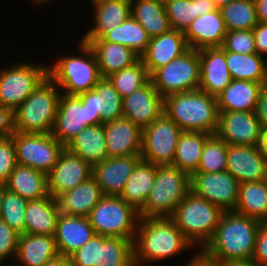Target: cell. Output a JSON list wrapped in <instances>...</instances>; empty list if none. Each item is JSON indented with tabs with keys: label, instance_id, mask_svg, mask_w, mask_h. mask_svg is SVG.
Here are the masks:
<instances>
[{
	"label": "cell",
	"instance_id": "32",
	"mask_svg": "<svg viewBox=\"0 0 267 266\" xmlns=\"http://www.w3.org/2000/svg\"><path fill=\"white\" fill-rule=\"evenodd\" d=\"M261 87V83L232 79L217 96L218 111H255Z\"/></svg>",
	"mask_w": 267,
	"mask_h": 266
},
{
	"label": "cell",
	"instance_id": "22",
	"mask_svg": "<svg viewBox=\"0 0 267 266\" xmlns=\"http://www.w3.org/2000/svg\"><path fill=\"white\" fill-rule=\"evenodd\" d=\"M183 33L189 48L201 50L222 47L227 29L221 10L197 17Z\"/></svg>",
	"mask_w": 267,
	"mask_h": 266
},
{
	"label": "cell",
	"instance_id": "36",
	"mask_svg": "<svg viewBox=\"0 0 267 266\" xmlns=\"http://www.w3.org/2000/svg\"><path fill=\"white\" fill-rule=\"evenodd\" d=\"M131 16L146 30L150 38L171 29L165 4L160 2L131 0Z\"/></svg>",
	"mask_w": 267,
	"mask_h": 266
},
{
	"label": "cell",
	"instance_id": "29",
	"mask_svg": "<svg viewBox=\"0 0 267 266\" xmlns=\"http://www.w3.org/2000/svg\"><path fill=\"white\" fill-rule=\"evenodd\" d=\"M94 22L80 39H101L131 16V0H109L92 6Z\"/></svg>",
	"mask_w": 267,
	"mask_h": 266
},
{
	"label": "cell",
	"instance_id": "23",
	"mask_svg": "<svg viewBox=\"0 0 267 266\" xmlns=\"http://www.w3.org/2000/svg\"><path fill=\"white\" fill-rule=\"evenodd\" d=\"M198 51L200 59L199 89L217 97L232 81L227 68L225 50L219 47Z\"/></svg>",
	"mask_w": 267,
	"mask_h": 266
},
{
	"label": "cell",
	"instance_id": "12",
	"mask_svg": "<svg viewBox=\"0 0 267 266\" xmlns=\"http://www.w3.org/2000/svg\"><path fill=\"white\" fill-rule=\"evenodd\" d=\"M13 141L17 164L29 166L46 174L58 162L65 148L51 133L14 132Z\"/></svg>",
	"mask_w": 267,
	"mask_h": 266
},
{
	"label": "cell",
	"instance_id": "39",
	"mask_svg": "<svg viewBox=\"0 0 267 266\" xmlns=\"http://www.w3.org/2000/svg\"><path fill=\"white\" fill-rule=\"evenodd\" d=\"M98 266H135L134 239L99 235Z\"/></svg>",
	"mask_w": 267,
	"mask_h": 266
},
{
	"label": "cell",
	"instance_id": "44",
	"mask_svg": "<svg viewBox=\"0 0 267 266\" xmlns=\"http://www.w3.org/2000/svg\"><path fill=\"white\" fill-rule=\"evenodd\" d=\"M28 201L5 188L2 196L0 219L17 233H25V213Z\"/></svg>",
	"mask_w": 267,
	"mask_h": 266
},
{
	"label": "cell",
	"instance_id": "26",
	"mask_svg": "<svg viewBox=\"0 0 267 266\" xmlns=\"http://www.w3.org/2000/svg\"><path fill=\"white\" fill-rule=\"evenodd\" d=\"M87 43L93 50L101 77L132 66L140 57L129 47L101 39H79Z\"/></svg>",
	"mask_w": 267,
	"mask_h": 266
},
{
	"label": "cell",
	"instance_id": "49",
	"mask_svg": "<svg viewBox=\"0 0 267 266\" xmlns=\"http://www.w3.org/2000/svg\"><path fill=\"white\" fill-rule=\"evenodd\" d=\"M99 234H95L69 257L72 266H98Z\"/></svg>",
	"mask_w": 267,
	"mask_h": 266
},
{
	"label": "cell",
	"instance_id": "43",
	"mask_svg": "<svg viewBox=\"0 0 267 266\" xmlns=\"http://www.w3.org/2000/svg\"><path fill=\"white\" fill-rule=\"evenodd\" d=\"M228 144L218 135L211 134L204 144L196 172L226 171Z\"/></svg>",
	"mask_w": 267,
	"mask_h": 266
},
{
	"label": "cell",
	"instance_id": "8",
	"mask_svg": "<svg viewBox=\"0 0 267 266\" xmlns=\"http://www.w3.org/2000/svg\"><path fill=\"white\" fill-rule=\"evenodd\" d=\"M88 219L95 234L135 239L140 217L139 211L120 196L104 195L91 210Z\"/></svg>",
	"mask_w": 267,
	"mask_h": 266
},
{
	"label": "cell",
	"instance_id": "14",
	"mask_svg": "<svg viewBox=\"0 0 267 266\" xmlns=\"http://www.w3.org/2000/svg\"><path fill=\"white\" fill-rule=\"evenodd\" d=\"M218 126L215 132L228 145L258 146L260 121L255 111H218Z\"/></svg>",
	"mask_w": 267,
	"mask_h": 266
},
{
	"label": "cell",
	"instance_id": "20",
	"mask_svg": "<svg viewBox=\"0 0 267 266\" xmlns=\"http://www.w3.org/2000/svg\"><path fill=\"white\" fill-rule=\"evenodd\" d=\"M108 158L140 155L142 147V129L121 117L103 123Z\"/></svg>",
	"mask_w": 267,
	"mask_h": 266
},
{
	"label": "cell",
	"instance_id": "38",
	"mask_svg": "<svg viewBox=\"0 0 267 266\" xmlns=\"http://www.w3.org/2000/svg\"><path fill=\"white\" fill-rule=\"evenodd\" d=\"M209 133L183 131L179 136L173 166L190 176L197 171L200 157Z\"/></svg>",
	"mask_w": 267,
	"mask_h": 266
},
{
	"label": "cell",
	"instance_id": "58",
	"mask_svg": "<svg viewBox=\"0 0 267 266\" xmlns=\"http://www.w3.org/2000/svg\"><path fill=\"white\" fill-rule=\"evenodd\" d=\"M259 149L265 154L267 158V128H261Z\"/></svg>",
	"mask_w": 267,
	"mask_h": 266
},
{
	"label": "cell",
	"instance_id": "33",
	"mask_svg": "<svg viewBox=\"0 0 267 266\" xmlns=\"http://www.w3.org/2000/svg\"><path fill=\"white\" fill-rule=\"evenodd\" d=\"M5 185L27 201L49 195L47 174L29 166L17 164Z\"/></svg>",
	"mask_w": 267,
	"mask_h": 266
},
{
	"label": "cell",
	"instance_id": "60",
	"mask_svg": "<svg viewBox=\"0 0 267 266\" xmlns=\"http://www.w3.org/2000/svg\"><path fill=\"white\" fill-rule=\"evenodd\" d=\"M51 1H54V0H31L32 4L37 7L40 8V6H44V4H49Z\"/></svg>",
	"mask_w": 267,
	"mask_h": 266
},
{
	"label": "cell",
	"instance_id": "25",
	"mask_svg": "<svg viewBox=\"0 0 267 266\" xmlns=\"http://www.w3.org/2000/svg\"><path fill=\"white\" fill-rule=\"evenodd\" d=\"M93 235L95 232L88 217L60 213L54 235L59 255L70 256Z\"/></svg>",
	"mask_w": 267,
	"mask_h": 266
},
{
	"label": "cell",
	"instance_id": "4",
	"mask_svg": "<svg viewBox=\"0 0 267 266\" xmlns=\"http://www.w3.org/2000/svg\"><path fill=\"white\" fill-rule=\"evenodd\" d=\"M78 56L69 55L56 58L48 65V77L66 95H79L92 90L102 78L96 56L92 48L83 41H78Z\"/></svg>",
	"mask_w": 267,
	"mask_h": 266
},
{
	"label": "cell",
	"instance_id": "16",
	"mask_svg": "<svg viewBox=\"0 0 267 266\" xmlns=\"http://www.w3.org/2000/svg\"><path fill=\"white\" fill-rule=\"evenodd\" d=\"M93 167L66 148L47 174L48 193L56 198L92 177Z\"/></svg>",
	"mask_w": 267,
	"mask_h": 266
},
{
	"label": "cell",
	"instance_id": "17",
	"mask_svg": "<svg viewBox=\"0 0 267 266\" xmlns=\"http://www.w3.org/2000/svg\"><path fill=\"white\" fill-rule=\"evenodd\" d=\"M226 171L240 184L267 179V158L258 146L228 145Z\"/></svg>",
	"mask_w": 267,
	"mask_h": 266
},
{
	"label": "cell",
	"instance_id": "48",
	"mask_svg": "<svg viewBox=\"0 0 267 266\" xmlns=\"http://www.w3.org/2000/svg\"><path fill=\"white\" fill-rule=\"evenodd\" d=\"M16 165V150L13 135L0 139V183H7Z\"/></svg>",
	"mask_w": 267,
	"mask_h": 266
},
{
	"label": "cell",
	"instance_id": "28",
	"mask_svg": "<svg viewBox=\"0 0 267 266\" xmlns=\"http://www.w3.org/2000/svg\"><path fill=\"white\" fill-rule=\"evenodd\" d=\"M59 255L54 235H19L18 250L12 266H43Z\"/></svg>",
	"mask_w": 267,
	"mask_h": 266
},
{
	"label": "cell",
	"instance_id": "19",
	"mask_svg": "<svg viewBox=\"0 0 267 266\" xmlns=\"http://www.w3.org/2000/svg\"><path fill=\"white\" fill-rule=\"evenodd\" d=\"M91 111L92 125L123 117V98L107 77H102L92 90L78 95Z\"/></svg>",
	"mask_w": 267,
	"mask_h": 266
},
{
	"label": "cell",
	"instance_id": "55",
	"mask_svg": "<svg viewBox=\"0 0 267 266\" xmlns=\"http://www.w3.org/2000/svg\"><path fill=\"white\" fill-rule=\"evenodd\" d=\"M258 22L267 23V0H254Z\"/></svg>",
	"mask_w": 267,
	"mask_h": 266
},
{
	"label": "cell",
	"instance_id": "40",
	"mask_svg": "<svg viewBox=\"0 0 267 266\" xmlns=\"http://www.w3.org/2000/svg\"><path fill=\"white\" fill-rule=\"evenodd\" d=\"M101 40L125 45L141 57L147 50L150 37L146 30L130 16L121 25L106 33Z\"/></svg>",
	"mask_w": 267,
	"mask_h": 266
},
{
	"label": "cell",
	"instance_id": "63",
	"mask_svg": "<svg viewBox=\"0 0 267 266\" xmlns=\"http://www.w3.org/2000/svg\"><path fill=\"white\" fill-rule=\"evenodd\" d=\"M151 1H156V2H160V3L165 4V3H167L169 0H151Z\"/></svg>",
	"mask_w": 267,
	"mask_h": 266
},
{
	"label": "cell",
	"instance_id": "46",
	"mask_svg": "<svg viewBox=\"0 0 267 266\" xmlns=\"http://www.w3.org/2000/svg\"><path fill=\"white\" fill-rule=\"evenodd\" d=\"M222 48L234 53H256L253 30L227 31Z\"/></svg>",
	"mask_w": 267,
	"mask_h": 266
},
{
	"label": "cell",
	"instance_id": "24",
	"mask_svg": "<svg viewBox=\"0 0 267 266\" xmlns=\"http://www.w3.org/2000/svg\"><path fill=\"white\" fill-rule=\"evenodd\" d=\"M189 49L183 31L170 29L160 36L150 38L147 50L140 57L149 75L170 63Z\"/></svg>",
	"mask_w": 267,
	"mask_h": 266
},
{
	"label": "cell",
	"instance_id": "53",
	"mask_svg": "<svg viewBox=\"0 0 267 266\" xmlns=\"http://www.w3.org/2000/svg\"><path fill=\"white\" fill-rule=\"evenodd\" d=\"M255 113L261 128H267V83L260 88Z\"/></svg>",
	"mask_w": 267,
	"mask_h": 266
},
{
	"label": "cell",
	"instance_id": "61",
	"mask_svg": "<svg viewBox=\"0 0 267 266\" xmlns=\"http://www.w3.org/2000/svg\"><path fill=\"white\" fill-rule=\"evenodd\" d=\"M5 188H6V185L3 183H0V210H1V204H2V196H3Z\"/></svg>",
	"mask_w": 267,
	"mask_h": 266
},
{
	"label": "cell",
	"instance_id": "27",
	"mask_svg": "<svg viewBox=\"0 0 267 266\" xmlns=\"http://www.w3.org/2000/svg\"><path fill=\"white\" fill-rule=\"evenodd\" d=\"M103 196L100 186L92 176L72 190L58 195L56 201L60 213L88 217Z\"/></svg>",
	"mask_w": 267,
	"mask_h": 266
},
{
	"label": "cell",
	"instance_id": "54",
	"mask_svg": "<svg viewBox=\"0 0 267 266\" xmlns=\"http://www.w3.org/2000/svg\"><path fill=\"white\" fill-rule=\"evenodd\" d=\"M214 266H257L252 261L209 259Z\"/></svg>",
	"mask_w": 267,
	"mask_h": 266
},
{
	"label": "cell",
	"instance_id": "45",
	"mask_svg": "<svg viewBox=\"0 0 267 266\" xmlns=\"http://www.w3.org/2000/svg\"><path fill=\"white\" fill-rule=\"evenodd\" d=\"M165 8L171 29L184 32L198 17L197 0H169Z\"/></svg>",
	"mask_w": 267,
	"mask_h": 266
},
{
	"label": "cell",
	"instance_id": "57",
	"mask_svg": "<svg viewBox=\"0 0 267 266\" xmlns=\"http://www.w3.org/2000/svg\"><path fill=\"white\" fill-rule=\"evenodd\" d=\"M43 266H72L69 256L58 255L52 260L47 261Z\"/></svg>",
	"mask_w": 267,
	"mask_h": 266
},
{
	"label": "cell",
	"instance_id": "35",
	"mask_svg": "<svg viewBox=\"0 0 267 266\" xmlns=\"http://www.w3.org/2000/svg\"><path fill=\"white\" fill-rule=\"evenodd\" d=\"M227 68L232 79L267 83V59L257 53L225 51Z\"/></svg>",
	"mask_w": 267,
	"mask_h": 266
},
{
	"label": "cell",
	"instance_id": "37",
	"mask_svg": "<svg viewBox=\"0 0 267 266\" xmlns=\"http://www.w3.org/2000/svg\"><path fill=\"white\" fill-rule=\"evenodd\" d=\"M235 212L267 222V179L240 184Z\"/></svg>",
	"mask_w": 267,
	"mask_h": 266
},
{
	"label": "cell",
	"instance_id": "56",
	"mask_svg": "<svg viewBox=\"0 0 267 266\" xmlns=\"http://www.w3.org/2000/svg\"><path fill=\"white\" fill-rule=\"evenodd\" d=\"M198 17L207 12H213L218 8L211 0H197Z\"/></svg>",
	"mask_w": 267,
	"mask_h": 266
},
{
	"label": "cell",
	"instance_id": "5",
	"mask_svg": "<svg viewBox=\"0 0 267 266\" xmlns=\"http://www.w3.org/2000/svg\"><path fill=\"white\" fill-rule=\"evenodd\" d=\"M61 94L59 87L47 76L14 110L15 132L51 133Z\"/></svg>",
	"mask_w": 267,
	"mask_h": 266
},
{
	"label": "cell",
	"instance_id": "18",
	"mask_svg": "<svg viewBox=\"0 0 267 266\" xmlns=\"http://www.w3.org/2000/svg\"><path fill=\"white\" fill-rule=\"evenodd\" d=\"M123 117L141 129L149 126L162 112L164 97L151 80L122 100Z\"/></svg>",
	"mask_w": 267,
	"mask_h": 266
},
{
	"label": "cell",
	"instance_id": "34",
	"mask_svg": "<svg viewBox=\"0 0 267 266\" xmlns=\"http://www.w3.org/2000/svg\"><path fill=\"white\" fill-rule=\"evenodd\" d=\"M156 176V165L141 159L130 175L121 198L140 211L148 199Z\"/></svg>",
	"mask_w": 267,
	"mask_h": 266
},
{
	"label": "cell",
	"instance_id": "41",
	"mask_svg": "<svg viewBox=\"0 0 267 266\" xmlns=\"http://www.w3.org/2000/svg\"><path fill=\"white\" fill-rule=\"evenodd\" d=\"M220 10L227 31L253 30L258 24L254 0H233Z\"/></svg>",
	"mask_w": 267,
	"mask_h": 266
},
{
	"label": "cell",
	"instance_id": "52",
	"mask_svg": "<svg viewBox=\"0 0 267 266\" xmlns=\"http://www.w3.org/2000/svg\"><path fill=\"white\" fill-rule=\"evenodd\" d=\"M256 53L267 59V23L258 22L253 28Z\"/></svg>",
	"mask_w": 267,
	"mask_h": 266
},
{
	"label": "cell",
	"instance_id": "30",
	"mask_svg": "<svg viewBox=\"0 0 267 266\" xmlns=\"http://www.w3.org/2000/svg\"><path fill=\"white\" fill-rule=\"evenodd\" d=\"M60 215L56 198L46 197L29 200L25 213V233L35 235H55Z\"/></svg>",
	"mask_w": 267,
	"mask_h": 266
},
{
	"label": "cell",
	"instance_id": "21",
	"mask_svg": "<svg viewBox=\"0 0 267 266\" xmlns=\"http://www.w3.org/2000/svg\"><path fill=\"white\" fill-rule=\"evenodd\" d=\"M140 155L107 158L93 166L92 176L96 179L103 195L121 196L125 184L132 174Z\"/></svg>",
	"mask_w": 267,
	"mask_h": 266
},
{
	"label": "cell",
	"instance_id": "11",
	"mask_svg": "<svg viewBox=\"0 0 267 266\" xmlns=\"http://www.w3.org/2000/svg\"><path fill=\"white\" fill-rule=\"evenodd\" d=\"M182 129L163 111L142 129L140 156L154 165H172Z\"/></svg>",
	"mask_w": 267,
	"mask_h": 266
},
{
	"label": "cell",
	"instance_id": "3",
	"mask_svg": "<svg viewBox=\"0 0 267 266\" xmlns=\"http://www.w3.org/2000/svg\"><path fill=\"white\" fill-rule=\"evenodd\" d=\"M163 111L182 131L215 134L217 130V97L201 89L165 96Z\"/></svg>",
	"mask_w": 267,
	"mask_h": 266
},
{
	"label": "cell",
	"instance_id": "50",
	"mask_svg": "<svg viewBox=\"0 0 267 266\" xmlns=\"http://www.w3.org/2000/svg\"><path fill=\"white\" fill-rule=\"evenodd\" d=\"M251 261L257 266H267V222L259 225Z\"/></svg>",
	"mask_w": 267,
	"mask_h": 266
},
{
	"label": "cell",
	"instance_id": "6",
	"mask_svg": "<svg viewBox=\"0 0 267 266\" xmlns=\"http://www.w3.org/2000/svg\"><path fill=\"white\" fill-rule=\"evenodd\" d=\"M223 211L191 191L178 204L170 218L198 251L211 240Z\"/></svg>",
	"mask_w": 267,
	"mask_h": 266
},
{
	"label": "cell",
	"instance_id": "13",
	"mask_svg": "<svg viewBox=\"0 0 267 266\" xmlns=\"http://www.w3.org/2000/svg\"><path fill=\"white\" fill-rule=\"evenodd\" d=\"M240 182L228 171L204 173L190 176V191L197 197L208 200L222 211H234L239 196Z\"/></svg>",
	"mask_w": 267,
	"mask_h": 266
},
{
	"label": "cell",
	"instance_id": "15",
	"mask_svg": "<svg viewBox=\"0 0 267 266\" xmlns=\"http://www.w3.org/2000/svg\"><path fill=\"white\" fill-rule=\"evenodd\" d=\"M92 125L91 111L78 95L61 94L51 134L64 146L81 130Z\"/></svg>",
	"mask_w": 267,
	"mask_h": 266
},
{
	"label": "cell",
	"instance_id": "47",
	"mask_svg": "<svg viewBox=\"0 0 267 266\" xmlns=\"http://www.w3.org/2000/svg\"><path fill=\"white\" fill-rule=\"evenodd\" d=\"M19 235L0 219V265H5L6 262L8 263L11 260V264L8 263V265L12 266L14 264L17 256Z\"/></svg>",
	"mask_w": 267,
	"mask_h": 266
},
{
	"label": "cell",
	"instance_id": "51",
	"mask_svg": "<svg viewBox=\"0 0 267 266\" xmlns=\"http://www.w3.org/2000/svg\"><path fill=\"white\" fill-rule=\"evenodd\" d=\"M14 132V111L0 105V139L11 137Z\"/></svg>",
	"mask_w": 267,
	"mask_h": 266
},
{
	"label": "cell",
	"instance_id": "10",
	"mask_svg": "<svg viewBox=\"0 0 267 266\" xmlns=\"http://www.w3.org/2000/svg\"><path fill=\"white\" fill-rule=\"evenodd\" d=\"M150 80L163 97L199 89V51L189 48L167 65L156 69Z\"/></svg>",
	"mask_w": 267,
	"mask_h": 266
},
{
	"label": "cell",
	"instance_id": "62",
	"mask_svg": "<svg viewBox=\"0 0 267 266\" xmlns=\"http://www.w3.org/2000/svg\"><path fill=\"white\" fill-rule=\"evenodd\" d=\"M106 1H109V0H91L90 2L92 6H94V5H97L99 3L106 2Z\"/></svg>",
	"mask_w": 267,
	"mask_h": 266
},
{
	"label": "cell",
	"instance_id": "42",
	"mask_svg": "<svg viewBox=\"0 0 267 266\" xmlns=\"http://www.w3.org/2000/svg\"><path fill=\"white\" fill-rule=\"evenodd\" d=\"M107 78L120 96L124 98L145 85L150 80V75L143 61L139 59L132 66L112 73Z\"/></svg>",
	"mask_w": 267,
	"mask_h": 266
},
{
	"label": "cell",
	"instance_id": "59",
	"mask_svg": "<svg viewBox=\"0 0 267 266\" xmlns=\"http://www.w3.org/2000/svg\"><path fill=\"white\" fill-rule=\"evenodd\" d=\"M211 1L215 4V6L218 9H221L223 6L228 5L233 0H211Z\"/></svg>",
	"mask_w": 267,
	"mask_h": 266
},
{
	"label": "cell",
	"instance_id": "31",
	"mask_svg": "<svg viewBox=\"0 0 267 266\" xmlns=\"http://www.w3.org/2000/svg\"><path fill=\"white\" fill-rule=\"evenodd\" d=\"M70 152L80 156L92 167L108 158L103 123L91 125L81 130L65 146Z\"/></svg>",
	"mask_w": 267,
	"mask_h": 266
},
{
	"label": "cell",
	"instance_id": "2",
	"mask_svg": "<svg viewBox=\"0 0 267 266\" xmlns=\"http://www.w3.org/2000/svg\"><path fill=\"white\" fill-rule=\"evenodd\" d=\"M260 221L223 211L211 240L199 251L206 259L251 261Z\"/></svg>",
	"mask_w": 267,
	"mask_h": 266
},
{
	"label": "cell",
	"instance_id": "1",
	"mask_svg": "<svg viewBox=\"0 0 267 266\" xmlns=\"http://www.w3.org/2000/svg\"><path fill=\"white\" fill-rule=\"evenodd\" d=\"M194 249L170 217L139 219L134 239L135 266L159 263Z\"/></svg>",
	"mask_w": 267,
	"mask_h": 266
},
{
	"label": "cell",
	"instance_id": "7",
	"mask_svg": "<svg viewBox=\"0 0 267 266\" xmlns=\"http://www.w3.org/2000/svg\"><path fill=\"white\" fill-rule=\"evenodd\" d=\"M189 192V174L173 165H156L151 193L139 217H170Z\"/></svg>",
	"mask_w": 267,
	"mask_h": 266
},
{
	"label": "cell",
	"instance_id": "9",
	"mask_svg": "<svg viewBox=\"0 0 267 266\" xmlns=\"http://www.w3.org/2000/svg\"><path fill=\"white\" fill-rule=\"evenodd\" d=\"M48 76V64L18 61L0 69V105L13 111Z\"/></svg>",
	"mask_w": 267,
	"mask_h": 266
}]
</instances>
